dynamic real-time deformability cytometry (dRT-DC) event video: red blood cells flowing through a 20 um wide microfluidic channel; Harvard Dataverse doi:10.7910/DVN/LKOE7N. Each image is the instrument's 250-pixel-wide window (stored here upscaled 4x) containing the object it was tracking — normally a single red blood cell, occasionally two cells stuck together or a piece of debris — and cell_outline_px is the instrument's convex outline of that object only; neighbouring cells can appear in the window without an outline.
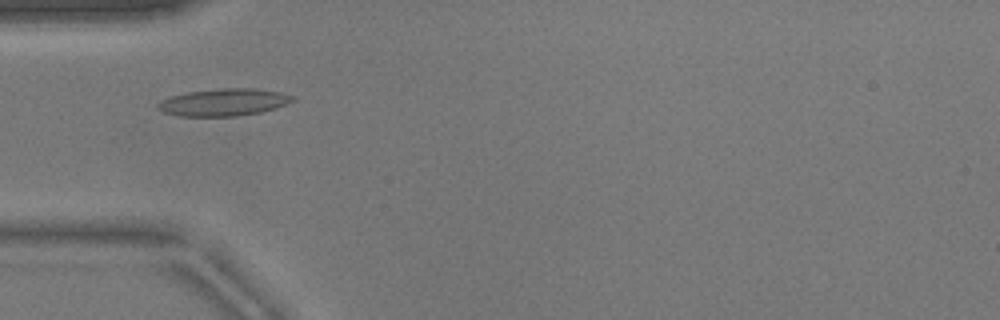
{"species": "common noctule bat (a hibernating species)", "species_latin": "Nyctalus noctula", "temperature_condition": "warm", "stored_images_in_passage": 50, "camera_frame_rate_fps": 3000, "um_per_image_px": 0.085, "animal": {"sex": "male", "body_mass_g": 17.9}, "frame": {"image": 1, "passage_image": 14, "time_ms": 4.333, "image_size_px": [1000, 320], "cell_outline_px": [[296, 100], [276, 108], [260, 112], [236, 116], [180, 116], [164, 112], [156, 108], [156, 104], [160, 100], [172, 96], [188, 92], [220, 88], [252, 88], [280, 92], [296, 96]], "centroid_in_image_um": [19.03, 8.69], "position_along_channel_um": 66.0, "area_um2": 21.44}}
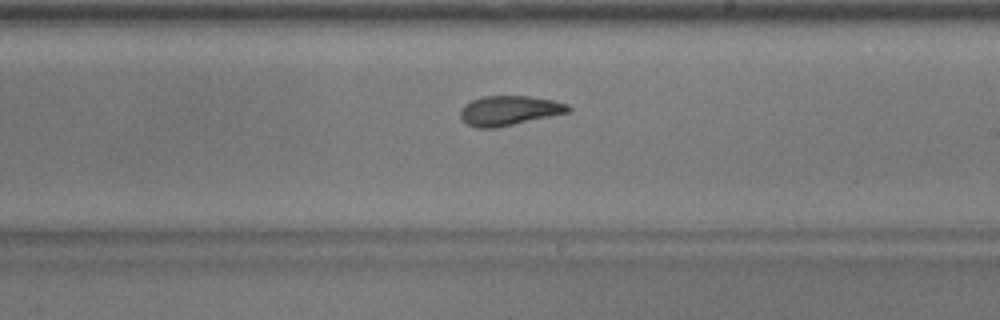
{"frame": {"image": 2, "passage_image": 28, "time_ms": 9.0, "image_size_px": [1000, 320], "cell_outline_px": [[572, 108], [568, 112], [496, 128], [476, 128], [468, 124], [460, 116], [460, 112], [464, 104], [472, 100], [484, 96], [528, 96], [552, 100], [568, 104]], "centroid_in_image_um": [43.27, 9.39], "position_along_channel_um": 245.7, "area_um2": 18.44}}
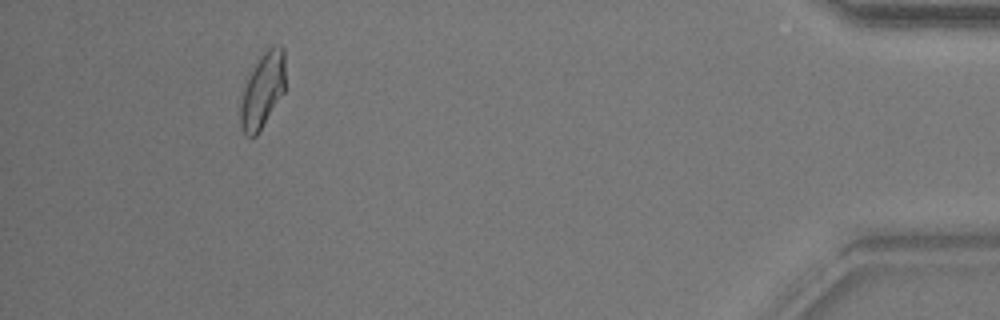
{"frame": {"image": 3, "passage_image": 46, "time_ms": 15.0, "image_size_px": [1000, 320], "cell_outline_px": [[284, 92], [256, 136], [248, 136], [244, 132], [240, 124], [240, 104], [244, 88], [260, 56], [272, 44], [280, 44], [284, 48]], "centroid_in_image_um": [22.33, 7.66], "position_along_channel_um": 412.9, "area_um2": 19.19}, "authors_computed_cell_mechanics": {"area_um2": 19.2185, "velocity_mm_per_s": 3.8486, "shape_relaxation_time_tau1_ms": 7.3826, "shape_relaxation_time_tau2_ms": 1.372, "deformation_change_tau1": 0.2363, "deformation_change_tau2": 0.0685}}